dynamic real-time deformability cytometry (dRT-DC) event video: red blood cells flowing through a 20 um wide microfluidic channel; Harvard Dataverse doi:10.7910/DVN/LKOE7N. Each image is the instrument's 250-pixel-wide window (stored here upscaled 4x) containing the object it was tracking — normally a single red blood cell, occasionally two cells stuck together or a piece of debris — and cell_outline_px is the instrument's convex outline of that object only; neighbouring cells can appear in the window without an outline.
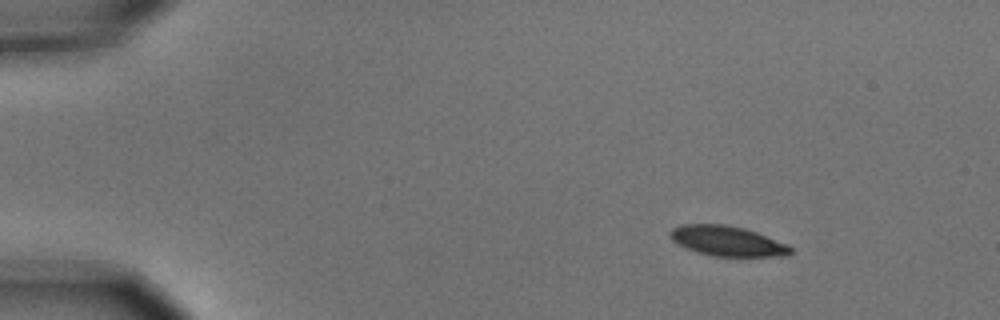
{"species": "common noctule bat (a hibernating species)", "species_latin": "Nyctalus noctula", "temperature_condition": "cold", "stored_images_in_passage": 7, "camera_frame_rate_fps": 3000, "um_per_image_px": 0.085, "animal": {"sex": "male", "body_mass_g": 15.6}, "frame": {"image": 1, "passage_image": 2, "time_ms": 0.333, "image_size_px": [1000, 320], "cell_outline_px": [[792, 252], [788, 256], [712, 256], [696, 252], [672, 240], [668, 236], [668, 232], [672, 228], [680, 224], [724, 224], [744, 228], [756, 232], [788, 244], [792, 248]], "centroid_in_image_um": [61.81, 20.48], "position_along_channel_um": 23.2, "area_um2": 21.15}}
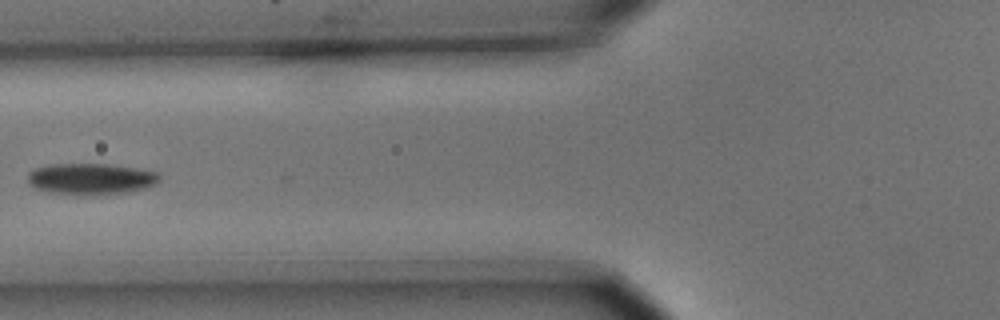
{"frame": {"image": 2, "passage_image": 6, "time_ms": 1.667, "image_size_px": [1000, 320], "cell_outline_px": [[160, 180], [156, 184], [144, 188], [124, 192], [92, 196], [88, 196], [48, 192], [36, 188], [28, 184], [28, 172], [36, 168], [52, 164], [108, 164], [156, 172], [160, 176]], "centroid_in_image_um": [7.69, 15.22], "position_along_channel_um": 118.1, "area_um2": 23.99}}
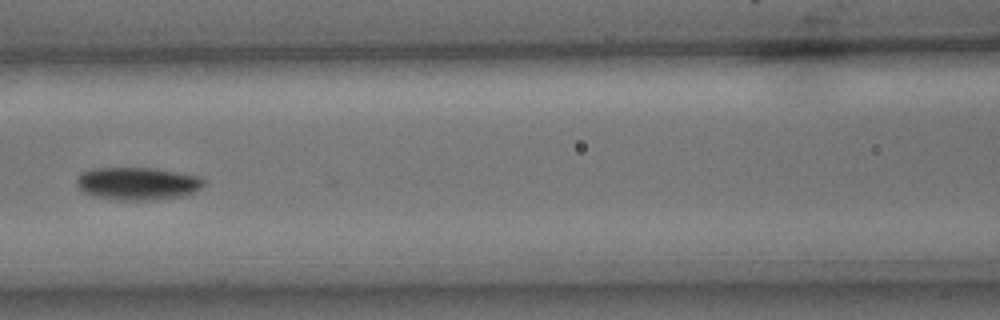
{"frame": {"image": 3, "passage_image": 7, "time_ms": 2.0, "image_size_px": [1000, 320], "cell_outline_px": [[204, 184], [196, 192], [184, 196], [156, 200], [116, 200], [92, 196], [84, 192], [76, 184], [76, 180], [80, 172], [92, 168], [152, 168], [200, 176], [204, 180]], "centroid_in_image_um": [11.68, 15.61], "position_along_channel_um": 154.9, "area_um2": 24.51}}